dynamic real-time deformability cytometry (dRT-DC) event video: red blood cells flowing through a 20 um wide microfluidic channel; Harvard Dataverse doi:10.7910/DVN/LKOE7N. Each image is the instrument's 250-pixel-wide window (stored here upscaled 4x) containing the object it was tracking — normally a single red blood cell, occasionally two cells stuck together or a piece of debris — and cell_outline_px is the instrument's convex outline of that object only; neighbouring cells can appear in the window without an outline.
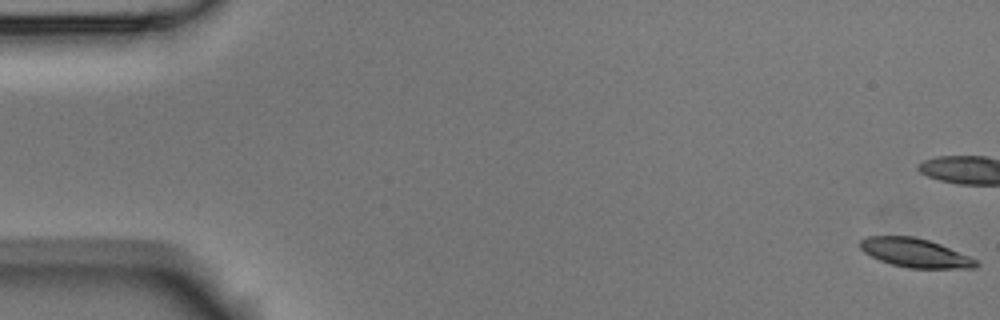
{"species": "Egyptian fruit bat (a non-hibernating species)", "species_latin": "Rousettus aegyptiacus", "temperature_condition": "room temperature", "stored_images_in_passage": 15, "camera_frame_rate_fps": 3000, "um_per_image_px": 0.085, "animal": {"sex": "male"}, "frame": {"image": 1, "passage_image": 1, "time_ms": 0.0, "image_size_px": [1000, 320], "cell_outline_px": [[980, 264], [976, 268], [908, 268], [892, 264], [880, 260], [864, 252], [860, 248], [860, 240], [868, 236], [912, 236], [928, 240], [940, 244], [968, 256], [976, 260]], "centroid_in_image_um": [77.78, 21.49], "position_along_channel_um": 7.2, "area_um2": 19.31}}